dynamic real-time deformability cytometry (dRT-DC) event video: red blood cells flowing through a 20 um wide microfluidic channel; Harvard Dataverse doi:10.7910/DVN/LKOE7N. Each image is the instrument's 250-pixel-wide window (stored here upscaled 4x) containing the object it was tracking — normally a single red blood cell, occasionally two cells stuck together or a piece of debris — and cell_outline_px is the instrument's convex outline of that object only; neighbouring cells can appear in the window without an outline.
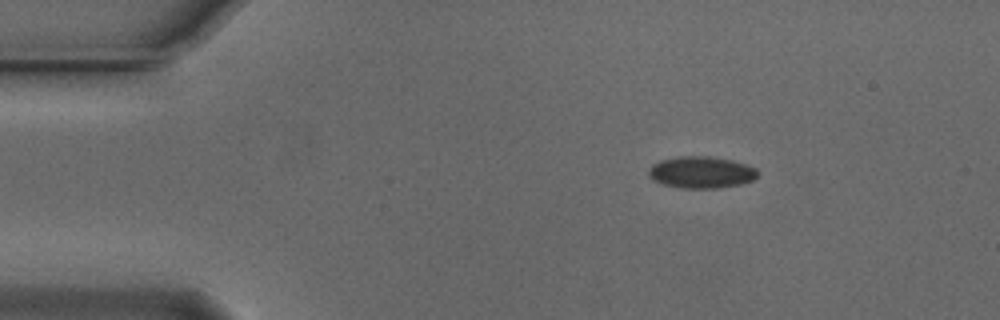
{"species": "Egyptian fruit bat (a non-hibernating species)", "species_latin": "Rousettus aegyptiacus", "temperature_condition": "cold", "stored_images_in_passage": 47, "camera_frame_rate_fps": 3000, "um_per_image_px": 0.085, "animal": {"sex": "male"}, "frame": {"image": 1, "passage_image": 1, "time_ms": 0.0, "image_size_px": [1000, 320], "cell_outline_px": [[760, 172], [752, 180], [740, 184], [716, 188], [680, 188], [664, 184], [648, 176], [648, 168], [652, 164], [660, 160], [676, 156], [712, 156], [732, 160], [756, 168]], "centroid_in_image_um": [59.59, 14.63], "position_along_channel_um": 25.4, "area_um2": 20.23}}
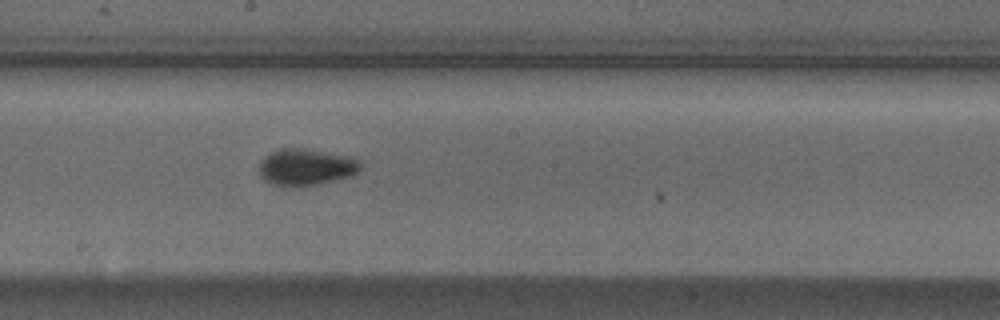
{"frame": {"image": 2, "passage_image": 22, "time_ms": 7.0, "image_size_px": [1000, 320], "cell_outline_px": [[360, 168], [352, 176], [316, 184], [292, 188], [272, 184], [264, 180], [260, 176], [256, 168], [260, 160], [264, 156], [280, 148], [304, 148], [348, 156], [360, 160]], "centroid_in_image_um": [25.93, 14.21], "position_along_channel_um": 222.3, "area_um2": 21.96}}
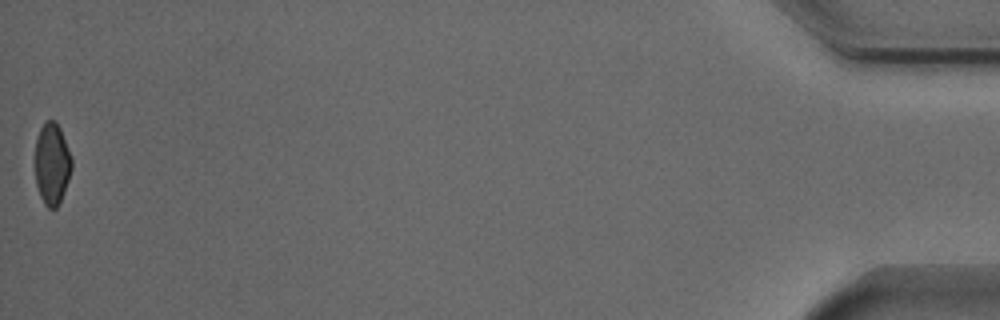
{"frame": {"image": 3, "passage_image": 47, "time_ms": 15.333, "image_size_px": [1000, 320], "cell_outline_px": [[72, 168], [64, 192], [56, 208], [48, 208], [44, 204], [40, 196], [36, 184], [36, 136], [44, 120], [56, 120], [60, 128], [72, 160]], "centroid_in_image_um": [4.41, 13.9], "position_along_channel_um": 430.8, "area_um2": 17.34}, "authors_computed_cell_mechanics": {"area_um2": 19.7676, "velocity_mm_per_s": 3.7422, "shape_relaxation_time_tau1_ms": 4.5436, "shape_relaxation_time_tau2_ms": null, "deformation_change_tau1": 0.088, "deformation_change_tau2": null}}